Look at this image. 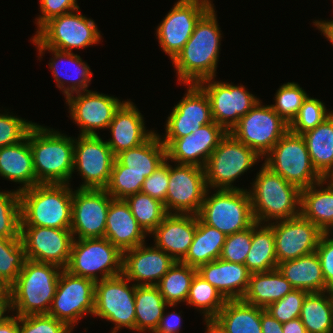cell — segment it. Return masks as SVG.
I'll list each match as a JSON object with an SVG mask.
<instances>
[{
	"label": "cell",
	"mask_w": 333,
	"mask_h": 333,
	"mask_svg": "<svg viewBox=\"0 0 333 333\" xmlns=\"http://www.w3.org/2000/svg\"><path fill=\"white\" fill-rule=\"evenodd\" d=\"M308 293L302 289H293L282 299L269 304L265 311L282 324L299 318L304 299Z\"/></svg>",
	"instance_id": "49"
},
{
	"label": "cell",
	"mask_w": 333,
	"mask_h": 333,
	"mask_svg": "<svg viewBox=\"0 0 333 333\" xmlns=\"http://www.w3.org/2000/svg\"><path fill=\"white\" fill-rule=\"evenodd\" d=\"M112 199L105 189L78 188L74 190L70 227L74 239L105 236L108 208Z\"/></svg>",
	"instance_id": "20"
},
{
	"label": "cell",
	"mask_w": 333,
	"mask_h": 333,
	"mask_svg": "<svg viewBox=\"0 0 333 333\" xmlns=\"http://www.w3.org/2000/svg\"><path fill=\"white\" fill-rule=\"evenodd\" d=\"M264 165L300 190L323 178L314 169L302 135L288 132L266 154Z\"/></svg>",
	"instance_id": "8"
},
{
	"label": "cell",
	"mask_w": 333,
	"mask_h": 333,
	"mask_svg": "<svg viewBox=\"0 0 333 333\" xmlns=\"http://www.w3.org/2000/svg\"><path fill=\"white\" fill-rule=\"evenodd\" d=\"M11 309V296L10 295H0V323L7 319L10 315H6L7 312L10 313ZM6 313V314H5Z\"/></svg>",
	"instance_id": "61"
},
{
	"label": "cell",
	"mask_w": 333,
	"mask_h": 333,
	"mask_svg": "<svg viewBox=\"0 0 333 333\" xmlns=\"http://www.w3.org/2000/svg\"><path fill=\"white\" fill-rule=\"evenodd\" d=\"M262 333H283L282 323L265 310L261 313Z\"/></svg>",
	"instance_id": "57"
},
{
	"label": "cell",
	"mask_w": 333,
	"mask_h": 333,
	"mask_svg": "<svg viewBox=\"0 0 333 333\" xmlns=\"http://www.w3.org/2000/svg\"><path fill=\"white\" fill-rule=\"evenodd\" d=\"M214 7L200 18L189 40L171 61L181 84H198L216 77L223 36Z\"/></svg>",
	"instance_id": "1"
},
{
	"label": "cell",
	"mask_w": 333,
	"mask_h": 333,
	"mask_svg": "<svg viewBox=\"0 0 333 333\" xmlns=\"http://www.w3.org/2000/svg\"><path fill=\"white\" fill-rule=\"evenodd\" d=\"M324 180L333 186V169L328 173Z\"/></svg>",
	"instance_id": "64"
},
{
	"label": "cell",
	"mask_w": 333,
	"mask_h": 333,
	"mask_svg": "<svg viewBox=\"0 0 333 333\" xmlns=\"http://www.w3.org/2000/svg\"><path fill=\"white\" fill-rule=\"evenodd\" d=\"M73 192L70 184H37L20 191V226L70 229Z\"/></svg>",
	"instance_id": "4"
},
{
	"label": "cell",
	"mask_w": 333,
	"mask_h": 333,
	"mask_svg": "<svg viewBox=\"0 0 333 333\" xmlns=\"http://www.w3.org/2000/svg\"><path fill=\"white\" fill-rule=\"evenodd\" d=\"M283 333H308L300 318L282 324Z\"/></svg>",
	"instance_id": "60"
},
{
	"label": "cell",
	"mask_w": 333,
	"mask_h": 333,
	"mask_svg": "<svg viewBox=\"0 0 333 333\" xmlns=\"http://www.w3.org/2000/svg\"><path fill=\"white\" fill-rule=\"evenodd\" d=\"M123 274L95 283V310L93 316L114 323L110 333H117L122 327L135 332L136 285Z\"/></svg>",
	"instance_id": "11"
},
{
	"label": "cell",
	"mask_w": 333,
	"mask_h": 333,
	"mask_svg": "<svg viewBox=\"0 0 333 333\" xmlns=\"http://www.w3.org/2000/svg\"><path fill=\"white\" fill-rule=\"evenodd\" d=\"M175 262L155 245L148 247L143 243L123 252L122 274L137 286H156Z\"/></svg>",
	"instance_id": "24"
},
{
	"label": "cell",
	"mask_w": 333,
	"mask_h": 333,
	"mask_svg": "<svg viewBox=\"0 0 333 333\" xmlns=\"http://www.w3.org/2000/svg\"><path fill=\"white\" fill-rule=\"evenodd\" d=\"M13 314L0 323V333H20L19 316Z\"/></svg>",
	"instance_id": "59"
},
{
	"label": "cell",
	"mask_w": 333,
	"mask_h": 333,
	"mask_svg": "<svg viewBox=\"0 0 333 333\" xmlns=\"http://www.w3.org/2000/svg\"><path fill=\"white\" fill-rule=\"evenodd\" d=\"M197 274L213 285L226 300L242 299L251 272L245 264L216 259L197 268Z\"/></svg>",
	"instance_id": "29"
},
{
	"label": "cell",
	"mask_w": 333,
	"mask_h": 333,
	"mask_svg": "<svg viewBox=\"0 0 333 333\" xmlns=\"http://www.w3.org/2000/svg\"><path fill=\"white\" fill-rule=\"evenodd\" d=\"M20 192L0 191V237L20 238Z\"/></svg>",
	"instance_id": "47"
},
{
	"label": "cell",
	"mask_w": 333,
	"mask_h": 333,
	"mask_svg": "<svg viewBox=\"0 0 333 333\" xmlns=\"http://www.w3.org/2000/svg\"><path fill=\"white\" fill-rule=\"evenodd\" d=\"M148 234L138 224L124 199H112L106 219L105 238L122 252L145 242Z\"/></svg>",
	"instance_id": "28"
},
{
	"label": "cell",
	"mask_w": 333,
	"mask_h": 333,
	"mask_svg": "<svg viewBox=\"0 0 333 333\" xmlns=\"http://www.w3.org/2000/svg\"><path fill=\"white\" fill-rule=\"evenodd\" d=\"M61 271L57 265L26 259L9 287L11 312L15 311L17 316L48 314Z\"/></svg>",
	"instance_id": "5"
},
{
	"label": "cell",
	"mask_w": 333,
	"mask_h": 333,
	"mask_svg": "<svg viewBox=\"0 0 333 333\" xmlns=\"http://www.w3.org/2000/svg\"><path fill=\"white\" fill-rule=\"evenodd\" d=\"M252 226L246 230L226 236L220 259L244 264L251 247Z\"/></svg>",
	"instance_id": "52"
},
{
	"label": "cell",
	"mask_w": 333,
	"mask_h": 333,
	"mask_svg": "<svg viewBox=\"0 0 333 333\" xmlns=\"http://www.w3.org/2000/svg\"><path fill=\"white\" fill-rule=\"evenodd\" d=\"M277 269L294 289H302L309 293L330 291L326 286L316 252L278 263Z\"/></svg>",
	"instance_id": "31"
},
{
	"label": "cell",
	"mask_w": 333,
	"mask_h": 333,
	"mask_svg": "<svg viewBox=\"0 0 333 333\" xmlns=\"http://www.w3.org/2000/svg\"><path fill=\"white\" fill-rule=\"evenodd\" d=\"M332 113L333 110L328 111L325 103L317 98L308 96L296 117L289 124V130L295 134L302 135L321 124Z\"/></svg>",
	"instance_id": "48"
},
{
	"label": "cell",
	"mask_w": 333,
	"mask_h": 333,
	"mask_svg": "<svg viewBox=\"0 0 333 333\" xmlns=\"http://www.w3.org/2000/svg\"><path fill=\"white\" fill-rule=\"evenodd\" d=\"M248 190L255 222L270 224L300 215L301 190L262 163Z\"/></svg>",
	"instance_id": "3"
},
{
	"label": "cell",
	"mask_w": 333,
	"mask_h": 333,
	"mask_svg": "<svg viewBox=\"0 0 333 333\" xmlns=\"http://www.w3.org/2000/svg\"><path fill=\"white\" fill-rule=\"evenodd\" d=\"M181 312H168L160 319L159 325L153 333H179L181 330Z\"/></svg>",
	"instance_id": "56"
},
{
	"label": "cell",
	"mask_w": 333,
	"mask_h": 333,
	"mask_svg": "<svg viewBox=\"0 0 333 333\" xmlns=\"http://www.w3.org/2000/svg\"><path fill=\"white\" fill-rule=\"evenodd\" d=\"M313 25L333 45V20H314Z\"/></svg>",
	"instance_id": "58"
},
{
	"label": "cell",
	"mask_w": 333,
	"mask_h": 333,
	"mask_svg": "<svg viewBox=\"0 0 333 333\" xmlns=\"http://www.w3.org/2000/svg\"><path fill=\"white\" fill-rule=\"evenodd\" d=\"M102 139L99 135L75 138L73 173L76 170L83 181L78 188L105 189L109 182L116 157Z\"/></svg>",
	"instance_id": "16"
},
{
	"label": "cell",
	"mask_w": 333,
	"mask_h": 333,
	"mask_svg": "<svg viewBox=\"0 0 333 333\" xmlns=\"http://www.w3.org/2000/svg\"><path fill=\"white\" fill-rule=\"evenodd\" d=\"M0 113V148L19 143L27 137L35 124L32 121L10 114Z\"/></svg>",
	"instance_id": "50"
},
{
	"label": "cell",
	"mask_w": 333,
	"mask_h": 333,
	"mask_svg": "<svg viewBox=\"0 0 333 333\" xmlns=\"http://www.w3.org/2000/svg\"><path fill=\"white\" fill-rule=\"evenodd\" d=\"M184 97L173 107L160 140L167 148L175 139L192 134L213 121L209 97L198 84H187ZM162 137V138H161Z\"/></svg>",
	"instance_id": "18"
},
{
	"label": "cell",
	"mask_w": 333,
	"mask_h": 333,
	"mask_svg": "<svg viewBox=\"0 0 333 333\" xmlns=\"http://www.w3.org/2000/svg\"><path fill=\"white\" fill-rule=\"evenodd\" d=\"M65 270L95 282L118 276L123 273V252L105 237L74 239Z\"/></svg>",
	"instance_id": "7"
},
{
	"label": "cell",
	"mask_w": 333,
	"mask_h": 333,
	"mask_svg": "<svg viewBox=\"0 0 333 333\" xmlns=\"http://www.w3.org/2000/svg\"><path fill=\"white\" fill-rule=\"evenodd\" d=\"M226 236L218 229L205 224L197 215V227L193 241L186 256L180 262L198 268L219 259Z\"/></svg>",
	"instance_id": "36"
},
{
	"label": "cell",
	"mask_w": 333,
	"mask_h": 333,
	"mask_svg": "<svg viewBox=\"0 0 333 333\" xmlns=\"http://www.w3.org/2000/svg\"><path fill=\"white\" fill-rule=\"evenodd\" d=\"M0 176L21 184L19 192L40 184L36 180L31 147L27 137L17 144L0 148Z\"/></svg>",
	"instance_id": "30"
},
{
	"label": "cell",
	"mask_w": 333,
	"mask_h": 333,
	"mask_svg": "<svg viewBox=\"0 0 333 333\" xmlns=\"http://www.w3.org/2000/svg\"><path fill=\"white\" fill-rule=\"evenodd\" d=\"M95 283L62 269L48 314L73 330L81 318L94 313Z\"/></svg>",
	"instance_id": "13"
},
{
	"label": "cell",
	"mask_w": 333,
	"mask_h": 333,
	"mask_svg": "<svg viewBox=\"0 0 333 333\" xmlns=\"http://www.w3.org/2000/svg\"><path fill=\"white\" fill-rule=\"evenodd\" d=\"M299 318L308 333H333V291L308 293Z\"/></svg>",
	"instance_id": "40"
},
{
	"label": "cell",
	"mask_w": 333,
	"mask_h": 333,
	"mask_svg": "<svg viewBox=\"0 0 333 333\" xmlns=\"http://www.w3.org/2000/svg\"><path fill=\"white\" fill-rule=\"evenodd\" d=\"M288 130L289 124L271 105H262V101L259 100L245 116L240 118L230 133L264 160L266 154Z\"/></svg>",
	"instance_id": "12"
},
{
	"label": "cell",
	"mask_w": 333,
	"mask_h": 333,
	"mask_svg": "<svg viewBox=\"0 0 333 333\" xmlns=\"http://www.w3.org/2000/svg\"><path fill=\"white\" fill-rule=\"evenodd\" d=\"M79 10L80 8L50 19L34 36L45 47L64 52L98 44L102 36L96 23Z\"/></svg>",
	"instance_id": "10"
},
{
	"label": "cell",
	"mask_w": 333,
	"mask_h": 333,
	"mask_svg": "<svg viewBox=\"0 0 333 333\" xmlns=\"http://www.w3.org/2000/svg\"><path fill=\"white\" fill-rule=\"evenodd\" d=\"M211 0H178L156 29L160 48L171 61L191 37L197 22L213 6Z\"/></svg>",
	"instance_id": "14"
},
{
	"label": "cell",
	"mask_w": 333,
	"mask_h": 333,
	"mask_svg": "<svg viewBox=\"0 0 333 333\" xmlns=\"http://www.w3.org/2000/svg\"><path fill=\"white\" fill-rule=\"evenodd\" d=\"M209 190L198 213L205 224L228 236L246 230L255 223L247 189H215L211 196Z\"/></svg>",
	"instance_id": "6"
},
{
	"label": "cell",
	"mask_w": 333,
	"mask_h": 333,
	"mask_svg": "<svg viewBox=\"0 0 333 333\" xmlns=\"http://www.w3.org/2000/svg\"><path fill=\"white\" fill-rule=\"evenodd\" d=\"M20 238L26 259L66 268L74 241L70 229L20 226Z\"/></svg>",
	"instance_id": "19"
},
{
	"label": "cell",
	"mask_w": 333,
	"mask_h": 333,
	"mask_svg": "<svg viewBox=\"0 0 333 333\" xmlns=\"http://www.w3.org/2000/svg\"><path fill=\"white\" fill-rule=\"evenodd\" d=\"M197 268L176 261L156 285L167 304L187 301L189 288Z\"/></svg>",
	"instance_id": "41"
},
{
	"label": "cell",
	"mask_w": 333,
	"mask_h": 333,
	"mask_svg": "<svg viewBox=\"0 0 333 333\" xmlns=\"http://www.w3.org/2000/svg\"><path fill=\"white\" fill-rule=\"evenodd\" d=\"M0 295H10V290L0 280Z\"/></svg>",
	"instance_id": "63"
},
{
	"label": "cell",
	"mask_w": 333,
	"mask_h": 333,
	"mask_svg": "<svg viewBox=\"0 0 333 333\" xmlns=\"http://www.w3.org/2000/svg\"><path fill=\"white\" fill-rule=\"evenodd\" d=\"M264 310L242 299L226 300L214 319L227 333H262L261 313Z\"/></svg>",
	"instance_id": "35"
},
{
	"label": "cell",
	"mask_w": 333,
	"mask_h": 333,
	"mask_svg": "<svg viewBox=\"0 0 333 333\" xmlns=\"http://www.w3.org/2000/svg\"><path fill=\"white\" fill-rule=\"evenodd\" d=\"M244 264L251 273L277 269L274 233L269 224L255 222L252 225L251 247Z\"/></svg>",
	"instance_id": "39"
},
{
	"label": "cell",
	"mask_w": 333,
	"mask_h": 333,
	"mask_svg": "<svg viewBox=\"0 0 333 333\" xmlns=\"http://www.w3.org/2000/svg\"><path fill=\"white\" fill-rule=\"evenodd\" d=\"M169 160L166 159L143 182L141 192L152 198L165 202L169 186Z\"/></svg>",
	"instance_id": "53"
},
{
	"label": "cell",
	"mask_w": 333,
	"mask_h": 333,
	"mask_svg": "<svg viewBox=\"0 0 333 333\" xmlns=\"http://www.w3.org/2000/svg\"><path fill=\"white\" fill-rule=\"evenodd\" d=\"M326 235L331 236L333 238V224L332 226L325 232Z\"/></svg>",
	"instance_id": "65"
},
{
	"label": "cell",
	"mask_w": 333,
	"mask_h": 333,
	"mask_svg": "<svg viewBox=\"0 0 333 333\" xmlns=\"http://www.w3.org/2000/svg\"><path fill=\"white\" fill-rule=\"evenodd\" d=\"M260 158L253 149L228 132L204 166L207 187L210 190H243L232 183L257 164Z\"/></svg>",
	"instance_id": "9"
},
{
	"label": "cell",
	"mask_w": 333,
	"mask_h": 333,
	"mask_svg": "<svg viewBox=\"0 0 333 333\" xmlns=\"http://www.w3.org/2000/svg\"><path fill=\"white\" fill-rule=\"evenodd\" d=\"M167 304L159 288L153 285H136L135 292V332L153 333L159 325L164 310L175 307Z\"/></svg>",
	"instance_id": "37"
},
{
	"label": "cell",
	"mask_w": 333,
	"mask_h": 333,
	"mask_svg": "<svg viewBox=\"0 0 333 333\" xmlns=\"http://www.w3.org/2000/svg\"><path fill=\"white\" fill-rule=\"evenodd\" d=\"M226 299L209 282L196 274L189 288L186 305L199 310L203 319L215 318L224 307ZM202 311V312H201Z\"/></svg>",
	"instance_id": "42"
},
{
	"label": "cell",
	"mask_w": 333,
	"mask_h": 333,
	"mask_svg": "<svg viewBox=\"0 0 333 333\" xmlns=\"http://www.w3.org/2000/svg\"><path fill=\"white\" fill-rule=\"evenodd\" d=\"M228 132L215 121L192 134L175 139L167 148V159L176 164L206 165L212 152Z\"/></svg>",
	"instance_id": "23"
},
{
	"label": "cell",
	"mask_w": 333,
	"mask_h": 333,
	"mask_svg": "<svg viewBox=\"0 0 333 333\" xmlns=\"http://www.w3.org/2000/svg\"><path fill=\"white\" fill-rule=\"evenodd\" d=\"M273 228L278 263L315 252L324 234L301 215L269 224Z\"/></svg>",
	"instance_id": "22"
},
{
	"label": "cell",
	"mask_w": 333,
	"mask_h": 333,
	"mask_svg": "<svg viewBox=\"0 0 333 333\" xmlns=\"http://www.w3.org/2000/svg\"><path fill=\"white\" fill-rule=\"evenodd\" d=\"M206 323L205 333H227L226 330L214 318L204 319Z\"/></svg>",
	"instance_id": "62"
},
{
	"label": "cell",
	"mask_w": 333,
	"mask_h": 333,
	"mask_svg": "<svg viewBox=\"0 0 333 333\" xmlns=\"http://www.w3.org/2000/svg\"><path fill=\"white\" fill-rule=\"evenodd\" d=\"M20 333H73L63 321L49 314L19 316Z\"/></svg>",
	"instance_id": "51"
},
{
	"label": "cell",
	"mask_w": 333,
	"mask_h": 333,
	"mask_svg": "<svg viewBox=\"0 0 333 333\" xmlns=\"http://www.w3.org/2000/svg\"><path fill=\"white\" fill-rule=\"evenodd\" d=\"M308 96L298 83L287 82L276 91L275 104H271V107L284 121L290 124Z\"/></svg>",
	"instance_id": "46"
},
{
	"label": "cell",
	"mask_w": 333,
	"mask_h": 333,
	"mask_svg": "<svg viewBox=\"0 0 333 333\" xmlns=\"http://www.w3.org/2000/svg\"><path fill=\"white\" fill-rule=\"evenodd\" d=\"M197 227V215L167 214L150 233L155 246L175 261H181L187 254Z\"/></svg>",
	"instance_id": "27"
},
{
	"label": "cell",
	"mask_w": 333,
	"mask_h": 333,
	"mask_svg": "<svg viewBox=\"0 0 333 333\" xmlns=\"http://www.w3.org/2000/svg\"><path fill=\"white\" fill-rule=\"evenodd\" d=\"M28 141L36 180L40 184H70L75 138L35 123L28 132Z\"/></svg>",
	"instance_id": "2"
},
{
	"label": "cell",
	"mask_w": 333,
	"mask_h": 333,
	"mask_svg": "<svg viewBox=\"0 0 333 333\" xmlns=\"http://www.w3.org/2000/svg\"><path fill=\"white\" fill-rule=\"evenodd\" d=\"M293 289L290 282L278 269L251 273L242 300L254 306L266 308L269 304L282 299Z\"/></svg>",
	"instance_id": "33"
},
{
	"label": "cell",
	"mask_w": 333,
	"mask_h": 333,
	"mask_svg": "<svg viewBox=\"0 0 333 333\" xmlns=\"http://www.w3.org/2000/svg\"><path fill=\"white\" fill-rule=\"evenodd\" d=\"M108 129L112 138L106 141L115 157L122 151L144 143L155 132L146 130L143 115L128 99L115 111Z\"/></svg>",
	"instance_id": "26"
},
{
	"label": "cell",
	"mask_w": 333,
	"mask_h": 333,
	"mask_svg": "<svg viewBox=\"0 0 333 333\" xmlns=\"http://www.w3.org/2000/svg\"><path fill=\"white\" fill-rule=\"evenodd\" d=\"M315 252L321 263L326 286L333 291V238L324 233Z\"/></svg>",
	"instance_id": "55"
},
{
	"label": "cell",
	"mask_w": 333,
	"mask_h": 333,
	"mask_svg": "<svg viewBox=\"0 0 333 333\" xmlns=\"http://www.w3.org/2000/svg\"><path fill=\"white\" fill-rule=\"evenodd\" d=\"M207 78L198 83L210 100L213 121L230 132L259 101L244 85Z\"/></svg>",
	"instance_id": "17"
},
{
	"label": "cell",
	"mask_w": 333,
	"mask_h": 333,
	"mask_svg": "<svg viewBox=\"0 0 333 333\" xmlns=\"http://www.w3.org/2000/svg\"><path fill=\"white\" fill-rule=\"evenodd\" d=\"M25 260L21 238L0 237V280L7 288L16 281Z\"/></svg>",
	"instance_id": "44"
},
{
	"label": "cell",
	"mask_w": 333,
	"mask_h": 333,
	"mask_svg": "<svg viewBox=\"0 0 333 333\" xmlns=\"http://www.w3.org/2000/svg\"><path fill=\"white\" fill-rule=\"evenodd\" d=\"M123 102L117 97L91 90L66 98L70 116L81 130L79 135H98L97 129H108L115 111Z\"/></svg>",
	"instance_id": "21"
},
{
	"label": "cell",
	"mask_w": 333,
	"mask_h": 333,
	"mask_svg": "<svg viewBox=\"0 0 333 333\" xmlns=\"http://www.w3.org/2000/svg\"><path fill=\"white\" fill-rule=\"evenodd\" d=\"M77 2V0H39L41 14L36 18V30L38 31L50 19L80 8Z\"/></svg>",
	"instance_id": "54"
},
{
	"label": "cell",
	"mask_w": 333,
	"mask_h": 333,
	"mask_svg": "<svg viewBox=\"0 0 333 333\" xmlns=\"http://www.w3.org/2000/svg\"><path fill=\"white\" fill-rule=\"evenodd\" d=\"M116 159L124 171L145 173L147 178L167 159V151L159 134L154 132L144 143L122 151Z\"/></svg>",
	"instance_id": "34"
},
{
	"label": "cell",
	"mask_w": 333,
	"mask_h": 333,
	"mask_svg": "<svg viewBox=\"0 0 333 333\" xmlns=\"http://www.w3.org/2000/svg\"><path fill=\"white\" fill-rule=\"evenodd\" d=\"M145 179V173L124 171V166L115 158L105 190L112 198L125 200L128 196L141 192Z\"/></svg>",
	"instance_id": "45"
},
{
	"label": "cell",
	"mask_w": 333,
	"mask_h": 333,
	"mask_svg": "<svg viewBox=\"0 0 333 333\" xmlns=\"http://www.w3.org/2000/svg\"><path fill=\"white\" fill-rule=\"evenodd\" d=\"M208 187L205 170L197 165L169 164V186L163 203L168 214L198 215Z\"/></svg>",
	"instance_id": "15"
},
{
	"label": "cell",
	"mask_w": 333,
	"mask_h": 333,
	"mask_svg": "<svg viewBox=\"0 0 333 333\" xmlns=\"http://www.w3.org/2000/svg\"><path fill=\"white\" fill-rule=\"evenodd\" d=\"M300 215L325 233L333 224V186L322 179L302 189Z\"/></svg>",
	"instance_id": "32"
},
{
	"label": "cell",
	"mask_w": 333,
	"mask_h": 333,
	"mask_svg": "<svg viewBox=\"0 0 333 333\" xmlns=\"http://www.w3.org/2000/svg\"><path fill=\"white\" fill-rule=\"evenodd\" d=\"M31 41L36 45L39 58H42L45 51L51 52L54 56L48 65L57 83V88L63 92L65 98L78 92L87 91L93 74L88 64L78 54L45 47L35 36H32Z\"/></svg>",
	"instance_id": "25"
},
{
	"label": "cell",
	"mask_w": 333,
	"mask_h": 333,
	"mask_svg": "<svg viewBox=\"0 0 333 333\" xmlns=\"http://www.w3.org/2000/svg\"><path fill=\"white\" fill-rule=\"evenodd\" d=\"M302 136L314 169L324 179L333 169V113Z\"/></svg>",
	"instance_id": "38"
},
{
	"label": "cell",
	"mask_w": 333,
	"mask_h": 333,
	"mask_svg": "<svg viewBox=\"0 0 333 333\" xmlns=\"http://www.w3.org/2000/svg\"><path fill=\"white\" fill-rule=\"evenodd\" d=\"M128 203L138 224L149 235L168 214L163 202L142 192L128 196Z\"/></svg>",
	"instance_id": "43"
}]
</instances>
